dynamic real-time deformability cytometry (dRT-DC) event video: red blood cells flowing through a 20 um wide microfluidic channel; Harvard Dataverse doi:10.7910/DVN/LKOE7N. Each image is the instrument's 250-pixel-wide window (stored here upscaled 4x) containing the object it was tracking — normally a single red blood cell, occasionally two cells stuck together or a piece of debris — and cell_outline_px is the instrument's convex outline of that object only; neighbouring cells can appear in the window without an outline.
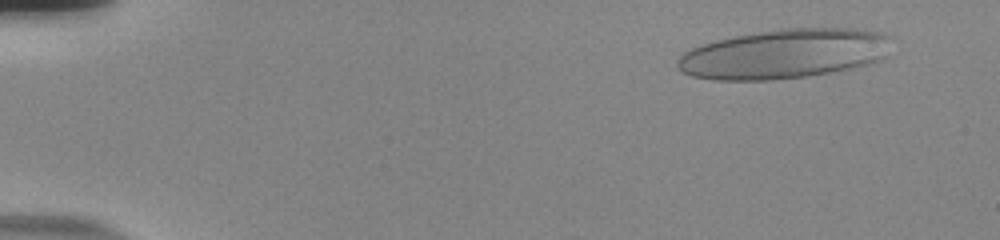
{"species": "human", "species_latin": "Homo sapiens", "temperature_condition": "room temperature", "stored_images_in_passage": 55, "camera_frame_rate_fps": 3000, "um_per_image_px": 0.085, "donor": {"sex": "male"}, "frame": {"image": 1, "passage_image": 5, "time_ms": 1.333, "image_size_px": [1000, 240], "cell_outline_px": [[892, 36], [884, 56], [880, 60], [868, 64], [808, 76], [772, 80], [712, 80], [692, 76], [684, 72], [676, 64], [676, 60], [684, 52], [692, 48], [716, 40], [736, 36], [780, 28], [860, 28], [884, 32]], "centroid_in_image_um": [66.68, 4.56], "position_along_channel_um": 18.3, "area_um2": 61.73}}
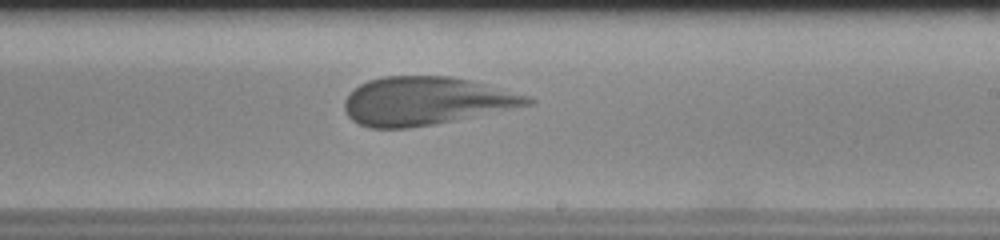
{"frame": {"image": 2, "passage_image": 34, "time_ms": 11.0, "image_size_px": [1000, 240], "cell_outline_px": [[536, 100], [532, 104], [436, 124], [408, 128], [368, 128], [352, 120], [348, 116], [344, 108], [344, 100], [360, 84], [368, 80], [384, 76], [448, 76], [472, 80], [532, 96]], "centroid_in_image_um": [36.22, 8.58], "position_along_channel_um": 252.8, "area_um2": 51.44}}
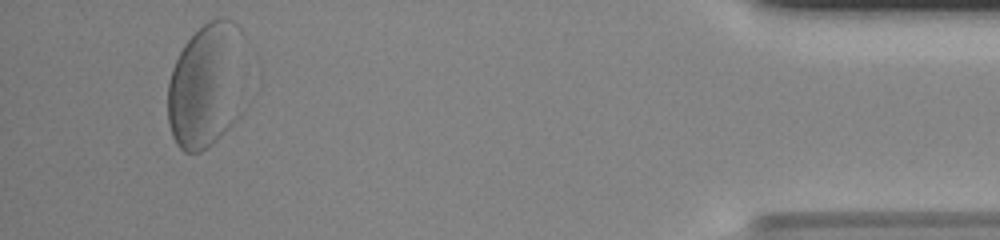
{"frame": {"image": 3, "passage_image": 52, "time_ms": 17.0, "image_size_px": [1000, 240], "cell_outline_px": [[244, 32], [236, 120], [212, 144], [200, 152], [184, 152], [176, 144], [172, 136], [168, 124], [168, 84], [172, 68], [184, 44], [208, 20], [220, 16], [232, 20]], "centroid_in_image_um": [17.48, 7.24], "position_along_channel_um": 417.7, "area_um2": 56.07}}